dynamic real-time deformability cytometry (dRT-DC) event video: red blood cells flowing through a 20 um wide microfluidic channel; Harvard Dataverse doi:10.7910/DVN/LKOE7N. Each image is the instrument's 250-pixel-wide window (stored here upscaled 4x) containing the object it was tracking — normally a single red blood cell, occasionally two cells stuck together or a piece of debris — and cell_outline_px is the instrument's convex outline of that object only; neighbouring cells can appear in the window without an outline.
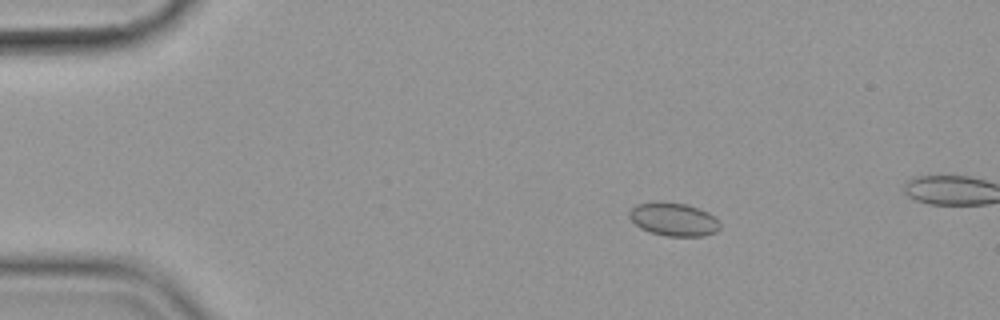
{"species": "common noctule bat (a hibernating species)", "species_latin": "Nyctalus noctula", "temperature_condition": "cold", "stored_images_in_passage": 17, "camera_frame_rate_fps": 3000, "um_per_image_px": 0.085, "animal": {"sex": "female", "body_mass_g": 19.9}, "frame": {"image": 1, "passage_image": 10, "time_ms": 3.0, "image_size_px": [1000, 320], "cell_outline_px": [[720, 228], [716, 232], [704, 236], [668, 236], [652, 232], [640, 228], [628, 216], [628, 212], [636, 204], [660, 200], [684, 204], [708, 212], [720, 224]], "centroid_in_image_um": [57.23, 18.63], "position_along_channel_um": 27.8, "area_um2": 17.51}}